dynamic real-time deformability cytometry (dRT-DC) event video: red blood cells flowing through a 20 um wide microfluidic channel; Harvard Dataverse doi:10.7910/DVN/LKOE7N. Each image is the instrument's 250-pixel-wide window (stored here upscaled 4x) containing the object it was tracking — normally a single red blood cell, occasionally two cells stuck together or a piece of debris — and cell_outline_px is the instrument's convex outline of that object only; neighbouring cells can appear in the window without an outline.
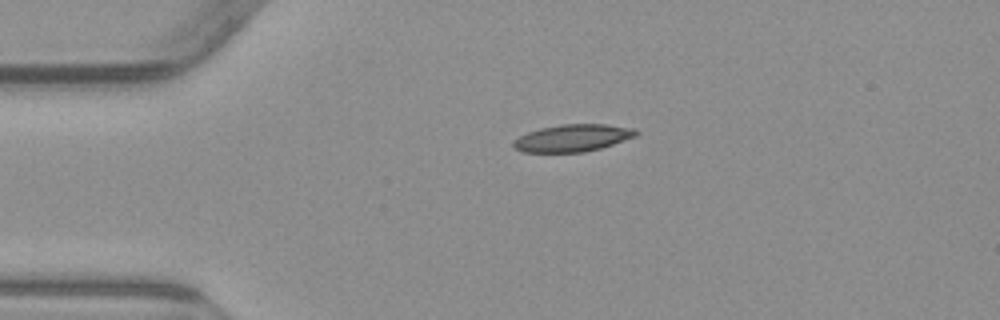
{"species": "common noctule bat (a hibernating species)", "species_latin": "Nyctalus noctula", "temperature_condition": "warm", "stored_images_in_passage": 1, "camera_frame_rate_fps": 3000, "um_per_image_px": 0.085, "animal": {"sex": "male", "body_mass_g": 23.1, "forearm_length_mm": 52.7}, "frame": {"image": 1, "passage_image": 1, "time_ms": 0.0, "image_size_px": [1000, 320], "cell_outline_px": [[640, 132], [636, 136], [600, 148], [584, 152], [524, 152], [516, 148], [512, 144], [520, 136], [528, 132], [540, 128], [560, 124], [604, 124], [636, 128]], "centroid_in_image_um": [48.72, 11.72], "position_along_channel_um": 36.3, "area_um2": 19.31}}